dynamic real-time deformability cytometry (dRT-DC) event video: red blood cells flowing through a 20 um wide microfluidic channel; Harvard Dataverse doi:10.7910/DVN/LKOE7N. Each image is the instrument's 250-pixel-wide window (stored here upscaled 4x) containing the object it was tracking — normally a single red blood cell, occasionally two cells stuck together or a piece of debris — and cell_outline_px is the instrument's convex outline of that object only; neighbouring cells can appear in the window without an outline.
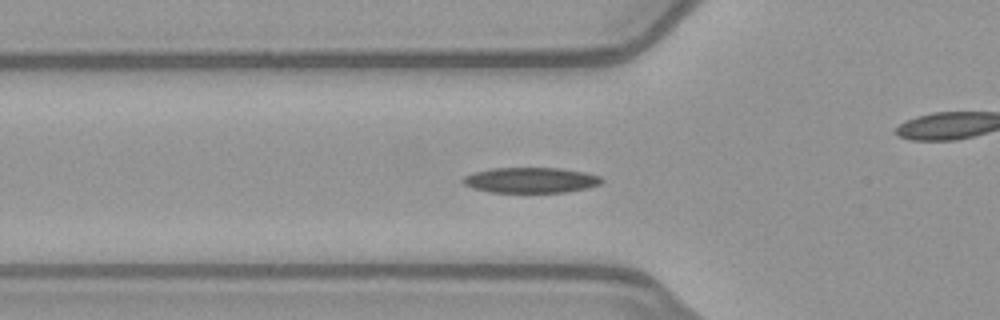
{"species": "common noctule bat (a hibernating species)", "species_latin": "Nyctalus noctula", "temperature_condition": "warm", "stored_images_in_passage": 53, "camera_frame_rate_fps": 3000, "um_per_image_px": 0.085, "animal": {"sex": "female", "body_mass_g": 21.9}, "frame": {"image": 1, "passage_image": 18, "time_ms": 5.667, "image_size_px": [1000, 320], "cell_outline_px": [[604, 180], [600, 184], [588, 188], [564, 192], [488, 192], [472, 188], [464, 184], [460, 180], [464, 176], [472, 172], [492, 168], [560, 168], [584, 172], [600, 176]], "centroid_in_image_um": [45.08, 15.31], "position_along_channel_um": 80.7, "area_um2": 20.69}}
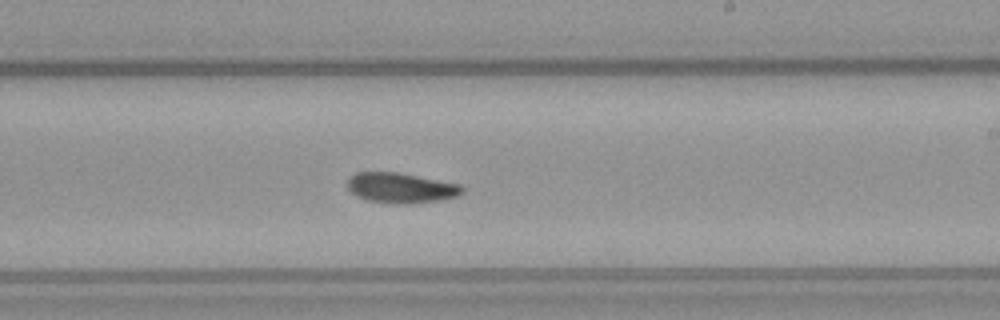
{"frame": {"image": 2, "passage_image": 31, "time_ms": 10.0, "image_size_px": [1000, 320], "cell_outline_px": [[464, 192], [456, 196], [436, 200], [408, 204], [392, 204], [368, 200], [356, 196], [348, 188], [348, 180], [356, 172], [400, 172], [460, 184], [464, 188]], "centroid_in_image_um": [34.08, 15.96], "position_along_channel_um": 254.9, "area_um2": 20.17}}
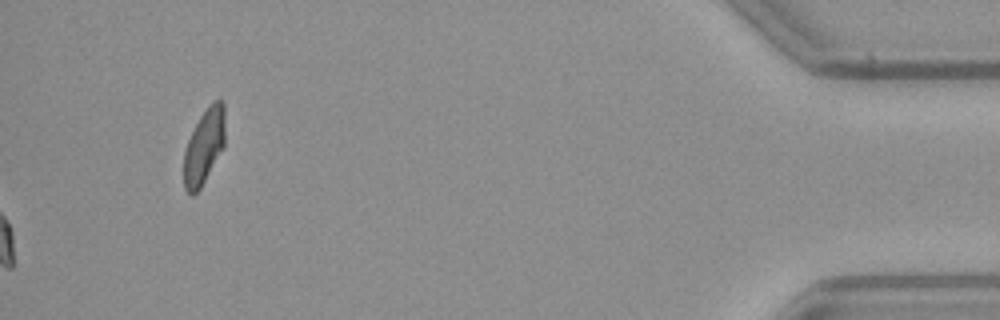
{"frame": {"image": 3, "passage_image": 53, "time_ms": 17.333, "image_size_px": [1000, 320], "cell_outline_px": [[224, 148], [200, 188], [192, 196], [184, 188], [184, 152], [188, 140], [200, 116], [208, 104], [212, 100], [224, 100]], "centroid_in_image_um": [17.36, 12.42], "position_along_channel_um": 417.8, "area_um2": 18.03}, "authors_computed_cell_mechanics": {"area_um2": 19.8832, "velocity_mm_per_s": 3.9963, "shape_relaxation_time_tau1_ms": 4.1572, "shape_relaxation_time_tau2_ms": null, "deformation_change_tau1": 0.1397, "deformation_change_tau2": null}}